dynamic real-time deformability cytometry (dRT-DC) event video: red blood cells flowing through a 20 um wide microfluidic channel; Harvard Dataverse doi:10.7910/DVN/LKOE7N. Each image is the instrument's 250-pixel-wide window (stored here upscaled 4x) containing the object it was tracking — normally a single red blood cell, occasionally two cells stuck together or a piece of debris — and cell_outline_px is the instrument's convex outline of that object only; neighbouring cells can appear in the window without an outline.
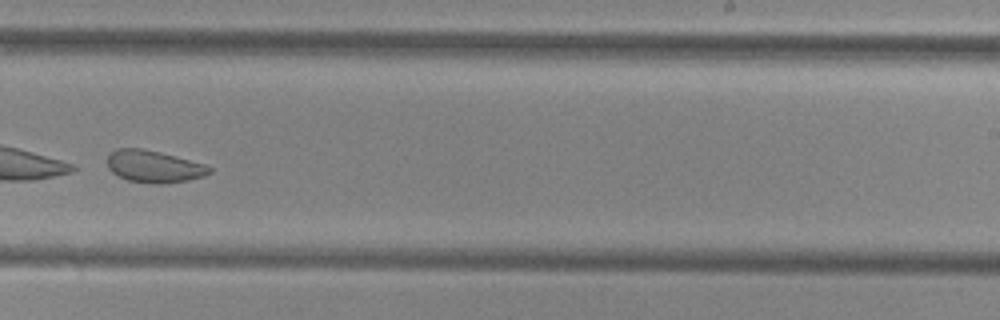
{"species": "common noctule bat (a hibernating species)", "species_latin": "Nyctalus noctula", "temperature_condition": "cold", "stored_images_in_passage": 43, "camera_frame_rate_fps": 3000, "um_per_image_px": 0.085, "animal": {"sex": "female", "body_mass_g": 29.2, "forearm_length_mm": 56.3}, "frame": {"image": 1, "passage_image": 25, "time_ms": 8.0, "image_size_px": [1000, 320], "cell_outline_px": [[212, 172], [204, 176], [188, 180], [160, 184], [152, 184], [128, 180], [112, 172], [108, 168], [108, 156], [116, 148], [140, 148], [160, 152], [204, 164], [212, 168]], "centroid_in_image_um": [13.08, 14.15], "position_along_channel_um": 275.9, "area_um2": 18.96}}